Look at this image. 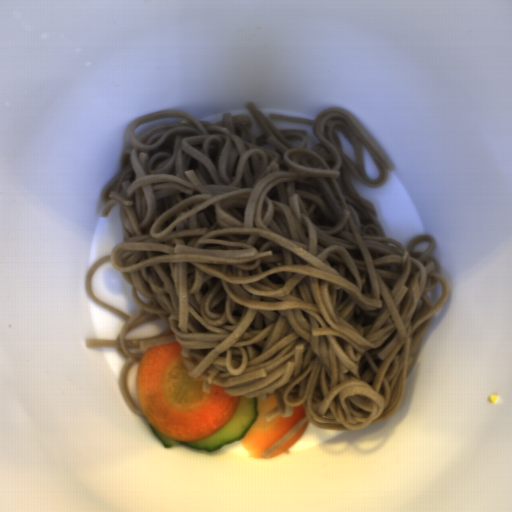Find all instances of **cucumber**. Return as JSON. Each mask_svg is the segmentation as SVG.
I'll return each mask as SVG.
<instances>
[{"label":"cucumber","instance_id":"obj_1","mask_svg":"<svg viewBox=\"0 0 512 512\" xmlns=\"http://www.w3.org/2000/svg\"><path fill=\"white\" fill-rule=\"evenodd\" d=\"M257 419V398L254 396H241L238 406L228 423L214 434L202 438L198 441H180L163 434L150 423L149 425L154 434L158 437L159 441L163 443L165 448H172L174 444L182 443L194 449L214 452L217 449H221L222 446L240 441L242 438H244L248 429L254 422L257 421Z\"/></svg>","mask_w":512,"mask_h":512}]
</instances>
